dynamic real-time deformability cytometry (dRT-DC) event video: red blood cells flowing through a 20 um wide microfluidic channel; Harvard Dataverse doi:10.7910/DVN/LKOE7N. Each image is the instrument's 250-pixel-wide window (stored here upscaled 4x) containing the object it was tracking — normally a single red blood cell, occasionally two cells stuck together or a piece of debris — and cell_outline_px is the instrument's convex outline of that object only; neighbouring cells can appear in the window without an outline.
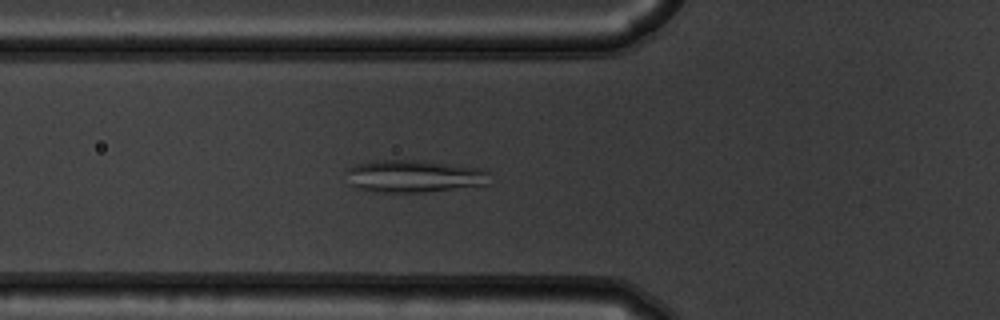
{"species": "common noctule bat (a hibernating species)", "species_latin": "Nyctalus noctula", "temperature_condition": "warm", "stored_images_in_passage": 55, "segment_of_instrument_passage": [1, 2], "camera_frame_rate_fps": 3000, "um_per_image_px": 0.085, "animal": {"sex": "male", "body_mass_g": 19.5, "forearm_length_mm": 54.6}, "frame": {"image": 1, "passage_image": 19, "time_ms": 6.0, "image_size_px": [1000, 320], "cell_outline_px": [[488, 184], [420, 192], [372, 192], [356, 188], [348, 184], [344, 172], [348, 168], [356, 164], [372, 160], [424, 160], [484, 168], [488, 172]], "centroid_in_image_um": [35.11, 14.96], "position_along_channel_um": 90.7, "area_um2": 27.46}}
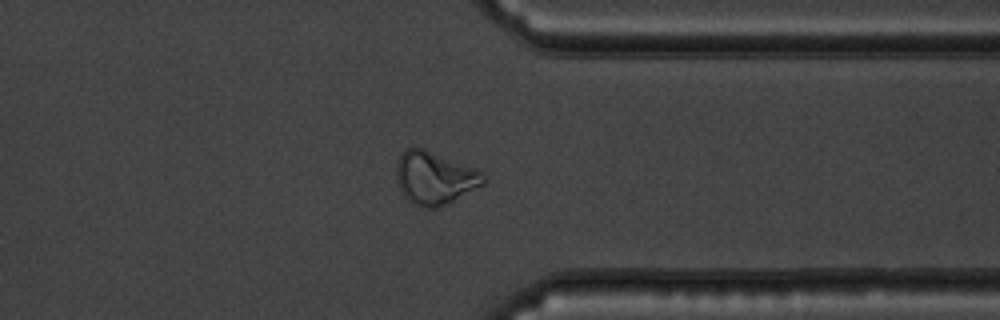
{"frame": {"image": 2, "passage_image": 42, "time_ms": 13.667, "image_size_px": [1000, 320], "cell_outline_px": [[488, 180], [484, 184], [448, 204], [436, 208], [420, 208], [412, 204], [404, 196], [396, 180], [396, 164], [400, 152], [404, 148], [424, 148], [476, 168]], "centroid_in_image_um": [36.92, 15.13], "position_along_channel_um": 374.5, "area_um2": 27.22}}
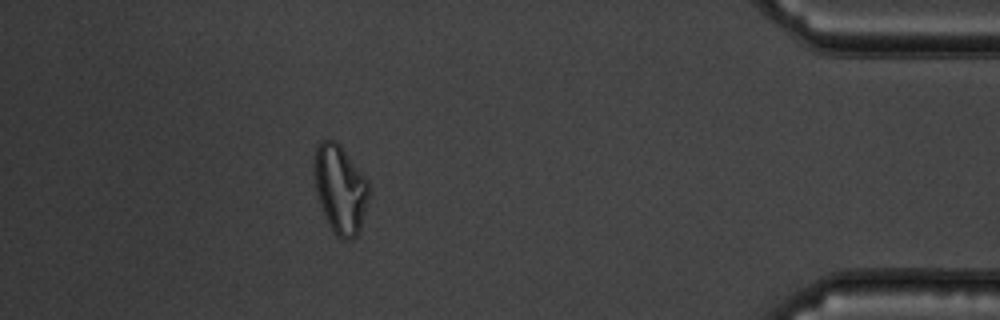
{"frame": {"image": 3, "passage_image": 48, "time_ms": 15.667, "image_size_px": [1000, 320], "cell_outline_px": [[372, 192], [360, 228], [356, 236], [352, 240], [344, 240], [336, 236], [320, 204], [316, 192], [312, 172], [316, 148], [320, 140], [336, 140], [340, 144], [372, 184]], "centroid_in_image_um": [28.96, 16.04], "position_along_channel_um": 406.2, "area_um2": 28.84}}